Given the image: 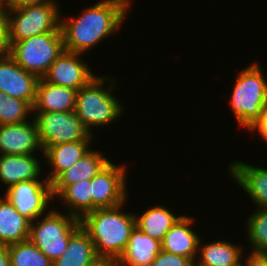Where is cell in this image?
I'll list each match as a JSON object with an SVG mask.
<instances>
[{"label":"cell","instance_id":"cell-35","mask_svg":"<svg viewBox=\"0 0 267 266\" xmlns=\"http://www.w3.org/2000/svg\"><path fill=\"white\" fill-rule=\"evenodd\" d=\"M91 266H117V262L112 259H102L100 258Z\"/></svg>","mask_w":267,"mask_h":266},{"label":"cell","instance_id":"cell-14","mask_svg":"<svg viewBox=\"0 0 267 266\" xmlns=\"http://www.w3.org/2000/svg\"><path fill=\"white\" fill-rule=\"evenodd\" d=\"M227 171L257 208L267 207V167L265 169L245 162L233 161Z\"/></svg>","mask_w":267,"mask_h":266},{"label":"cell","instance_id":"cell-4","mask_svg":"<svg viewBox=\"0 0 267 266\" xmlns=\"http://www.w3.org/2000/svg\"><path fill=\"white\" fill-rule=\"evenodd\" d=\"M259 65L254 62L239 72L230 96L231 111L245 129L264 112L267 103V80Z\"/></svg>","mask_w":267,"mask_h":266},{"label":"cell","instance_id":"cell-17","mask_svg":"<svg viewBox=\"0 0 267 266\" xmlns=\"http://www.w3.org/2000/svg\"><path fill=\"white\" fill-rule=\"evenodd\" d=\"M77 92L68 87L50 84L40 78L36 88L33 112L74 111Z\"/></svg>","mask_w":267,"mask_h":266},{"label":"cell","instance_id":"cell-12","mask_svg":"<svg viewBox=\"0 0 267 266\" xmlns=\"http://www.w3.org/2000/svg\"><path fill=\"white\" fill-rule=\"evenodd\" d=\"M39 78L26 72L8 54L0 58V91L6 95L28 102H35Z\"/></svg>","mask_w":267,"mask_h":266},{"label":"cell","instance_id":"cell-26","mask_svg":"<svg viewBox=\"0 0 267 266\" xmlns=\"http://www.w3.org/2000/svg\"><path fill=\"white\" fill-rule=\"evenodd\" d=\"M11 266H53V262L30 240L8 246Z\"/></svg>","mask_w":267,"mask_h":266},{"label":"cell","instance_id":"cell-15","mask_svg":"<svg viewBox=\"0 0 267 266\" xmlns=\"http://www.w3.org/2000/svg\"><path fill=\"white\" fill-rule=\"evenodd\" d=\"M193 220V217L182 215L164 236L161 249L189 258L192 262L196 260L200 237L191 228Z\"/></svg>","mask_w":267,"mask_h":266},{"label":"cell","instance_id":"cell-31","mask_svg":"<svg viewBox=\"0 0 267 266\" xmlns=\"http://www.w3.org/2000/svg\"><path fill=\"white\" fill-rule=\"evenodd\" d=\"M251 132H257L261 135V139L267 141V103L264 112L250 125L248 128Z\"/></svg>","mask_w":267,"mask_h":266},{"label":"cell","instance_id":"cell-24","mask_svg":"<svg viewBox=\"0 0 267 266\" xmlns=\"http://www.w3.org/2000/svg\"><path fill=\"white\" fill-rule=\"evenodd\" d=\"M181 216L176 217L170 209L162 205H154L139 216L135 213L136 226L143 233L160 242Z\"/></svg>","mask_w":267,"mask_h":266},{"label":"cell","instance_id":"cell-20","mask_svg":"<svg viewBox=\"0 0 267 266\" xmlns=\"http://www.w3.org/2000/svg\"><path fill=\"white\" fill-rule=\"evenodd\" d=\"M31 221L0 197V245L9 246L29 239Z\"/></svg>","mask_w":267,"mask_h":266},{"label":"cell","instance_id":"cell-33","mask_svg":"<svg viewBox=\"0 0 267 266\" xmlns=\"http://www.w3.org/2000/svg\"><path fill=\"white\" fill-rule=\"evenodd\" d=\"M245 259L242 266H267V253L264 252H251Z\"/></svg>","mask_w":267,"mask_h":266},{"label":"cell","instance_id":"cell-9","mask_svg":"<svg viewBox=\"0 0 267 266\" xmlns=\"http://www.w3.org/2000/svg\"><path fill=\"white\" fill-rule=\"evenodd\" d=\"M44 179L19 182L5 190L4 197L31 222L42 217L49 207V201L54 199L52 184Z\"/></svg>","mask_w":267,"mask_h":266},{"label":"cell","instance_id":"cell-8","mask_svg":"<svg viewBox=\"0 0 267 266\" xmlns=\"http://www.w3.org/2000/svg\"><path fill=\"white\" fill-rule=\"evenodd\" d=\"M33 113L43 152L60 143L93 140V134L80 122L75 111Z\"/></svg>","mask_w":267,"mask_h":266},{"label":"cell","instance_id":"cell-7","mask_svg":"<svg viewBox=\"0 0 267 266\" xmlns=\"http://www.w3.org/2000/svg\"><path fill=\"white\" fill-rule=\"evenodd\" d=\"M56 1L5 9L8 42H16L48 32H61Z\"/></svg>","mask_w":267,"mask_h":266},{"label":"cell","instance_id":"cell-25","mask_svg":"<svg viewBox=\"0 0 267 266\" xmlns=\"http://www.w3.org/2000/svg\"><path fill=\"white\" fill-rule=\"evenodd\" d=\"M111 160L97 150H91L85 154L75 165L64 171L52 186H69L81 180L92 179Z\"/></svg>","mask_w":267,"mask_h":266},{"label":"cell","instance_id":"cell-3","mask_svg":"<svg viewBox=\"0 0 267 266\" xmlns=\"http://www.w3.org/2000/svg\"><path fill=\"white\" fill-rule=\"evenodd\" d=\"M105 82L110 83L107 85L108 87ZM114 83L112 77L95 76L77 92L74 111L78 115L80 122L91 134L94 133L92 130L94 127H104V125L118 120L121 113L123 115V104L112 93L116 86Z\"/></svg>","mask_w":267,"mask_h":266},{"label":"cell","instance_id":"cell-10","mask_svg":"<svg viewBox=\"0 0 267 266\" xmlns=\"http://www.w3.org/2000/svg\"><path fill=\"white\" fill-rule=\"evenodd\" d=\"M126 170L124 164L116 165L110 161L91 179L92 211L95 209L114 208L128 201Z\"/></svg>","mask_w":267,"mask_h":266},{"label":"cell","instance_id":"cell-28","mask_svg":"<svg viewBox=\"0 0 267 266\" xmlns=\"http://www.w3.org/2000/svg\"><path fill=\"white\" fill-rule=\"evenodd\" d=\"M247 220V239L252 252L267 253V207L258 208Z\"/></svg>","mask_w":267,"mask_h":266},{"label":"cell","instance_id":"cell-32","mask_svg":"<svg viewBox=\"0 0 267 266\" xmlns=\"http://www.w3.org/2000/svg\"><path fill=\"white\" fill-rule=\"evenodd\" d=\"M52 0H0V5L4 9H19L29 5H37Z\"/></svg>","mask_w":267,"mask_h":266},{"label":"cell","instance_id":"cell-30","mask_svg":"<svg viewBox=\"0 0 267 266\" xmlns=\"http://www.w3.org/2000/svg\"><path fill=\"white\" fill-rule=\"evenodd\" d=\"M9 54L5 9L0 6V58Z\"/></svg>","mask_w":267,"mask_h":266},{"label":"cell","instance_id":"cell-19","mask_svg":"<svg viewBox=\"0 0 267 266\" xmlns=\"http://www.w3.org/2000/svg\"><path fill=\"white\" fill-rule=\"evenodd\" d=\"M160 251L161 242L135 226L124 252L116 262L121 266H151Z\"/></svg>","mask_w":267,"mask_h":266},{"label":"cell","instance_id":"cell-1","mask_svg":"<svg viewBox=\"0 0 267 266\" xmlns=\"http://www.w3.org/2000/svg\"><path fill=\"white\" fill-rule=\"evenodd\" d=\"M132 0H101L87 7L79 17H60L64 49L80 54L118 32ZM63 19V20H62ZM115 32V33H114Z\"/></svg>","mask_w":267,"mask_h":266},{"label":"cell","instance_id":"cell-6","mask_svg":"<svg viewBox=\"0 0 267 266\" xmlns=\"http://www.w3.org/2000/svg\"><path fill=\"white\" fill-rule=\"evenodd\" d=\"M9 43V55L26 72L43 78L64 51L62 32H48Z\"/></svg>","mask_w":267,"mask_h":266},{"label":"cell","instance_id":"cell-27","mask_svg":"<svg viewBox=\"0 0 267 266\" xmlns=\"http://www.w3.org/2000/svg\"><path fill=\"white\" fill-rule=\"evenodd\" d=\"M31 112L33 107L28 102L0 91V125L26 122Z\"/></svg>","mask_w":267,"mask_h":266},{"label":"cell","instance_id":"cell-21","mask_svg":"<svg viewBox=\"0 0 267 266\" xmlns=\"http://www.w3.org/2000/svg\"><path fill=\"white\" fill-rule=\"evenodd\" d=\"M52 194L68 206V214L78 219L92 211L91 179H84L69 186H52Z\"/></svg>","mask_w":267,"mask_h":266},{"label":"cell","instance_id":"cell-13","mask_svg":"<svg viewBox=\"0 0 267 266\" xmlns=\"http://www.w3.org/2000/svg\"><path fill=\"white\" fill-rule=\"evenodd\" d=\"M38 149L43 152L34 119L20 124L0 125L1 155L35 154Z\"/></svg>","mask_w":267,"mask_h":266},{"label":"cell","instance_id":"cell-5","mask_svg":"<svg viewBox=\"0 0 267 266\" xmlns=\"http://www.w3.org/2000/svg\"><path fill=\"white\" fill-rule=\"evenodd\" d=\"M52 209L30 223L29 239L52 262L66 251L70 237L81 227L80 219ZM38 220V221H37Z\"/></svg>","mask_w":267,"mask_h":266},{"label":"cell","instance_id":"cell-16","mask_svg":"<svg viewBox=\"0 0 267 266\" xmlns=\"http://www.w3.org/2000/svg\"><path fill=\"white\" fill-rule=\"evenodd\" d=\"M92 140H80L74 142L60 143L49 146L42 157L50 165L51 171L46 179L52 184L64 171L75 165L91 149Z\"/></svg>","mask_w":267,"mask_h":266},{"label":"cell","instance_id":"cell-11","mask_svg":"<svg viewBox=\"0 0 267 266\" xmlns=\"http://www.w3.org/2000/svg\"><path fill=\"white\" fill-rule=\"evenodd\" d=\"M81 56L80 53L64 49L42 79L50 84L78 91L96 76L88 67L90 64L84 62Z\"/></svg>","mask_w":267,"mask_h":266},{"label":"cell","instance_id":"cell-36","mask_svg":"<svg viewBox=\"0 0 267 266\" xmlns=\"http://www.w3.org/2000/svg\"><path fill=\"white\" fill-rule=\"evenodd\" d=\"M191 266H208V265L201 264V263L197 262L196 260H194V261L192 262Z\"/></svg>","mask_w":267,"mask_h":266},{"label":"cell","instance_id":"cell-18","mask_svg":"<svg viewBox=\"0 0 267 266\" xmlns=\"http://www.w3.org/2000/svg\"><path fill=\"white\" fill-rule=\"evenodd\" d=\"M34 155H0V182L9 188L19 182L40 179L42 165Z\"/></svg>","mask_w":267,"mask_h":266},{"label":"cell","instance_id":"cell-23","mask_svg":"<svg viewBox=\"0 0 267 266\" xmlns=\"http://www.w3.org/2000/svg\"><path fill=\"white\" fill-rule=\"evenodd\" d=\"M241 247L225 240L203 244L200 239L197 253L200 257L196 261L208 266H242L244 248Z\"/></svg>","mask_w":267,"mask_h":266},{"label":"cell","instance_id":"cell-29","mask_svg":"<svg viewBox=\"0 0 267 266\" xmlns=\"http://www.w3.org/2000/svg\"><path fill=\"white\" fill-rule=\"evenodd\" d=\"M192 261L184 256L166 252L161 249L151 266H191Z\"/></svg>","mask_w":267,"mask_h":266},{"label":"cell","instance_id":"cell-34","mask_svg":"<svg viewBox=\"0 0 267 266\" xmlns=\"http://www.w3.org/2000/svg\"><path fill=\"white\" fill-rule=\"evenodd\" d=\"M0 266H11L8 246L0 245Z\"/></svg>","mask_w":267,"mask_h":266},{"label":"cell","instance_id":"cell-22","mask_svg":"<svg viewBox=\"0 0 267 266\" xmlns=\"http://www.w3.org/2000/svg\"><path fill=\"white\" fill-rule=\"evenodd\" d=\"M100 258L88 233L80 227L68 242L66 251L53 266H91Z\"/></svg>","mask_w":267,"mask_h":266},{"label":"cell","instance_id":"cell-2","mask_svg":"<svg viewBox=\"0 0 267 266\" xmlns=\"http://www.w3.org/2000/svg\"><path fill=\"white\" fill-rule=\"evenodd\" d=\"M124 205L95 209L80 219L81 227L91 238L99 258L117 261L127 246L136 219L135 213L122 211Z\"/></svg>","mask_w":267,"mask_h":266}]
</instances>
